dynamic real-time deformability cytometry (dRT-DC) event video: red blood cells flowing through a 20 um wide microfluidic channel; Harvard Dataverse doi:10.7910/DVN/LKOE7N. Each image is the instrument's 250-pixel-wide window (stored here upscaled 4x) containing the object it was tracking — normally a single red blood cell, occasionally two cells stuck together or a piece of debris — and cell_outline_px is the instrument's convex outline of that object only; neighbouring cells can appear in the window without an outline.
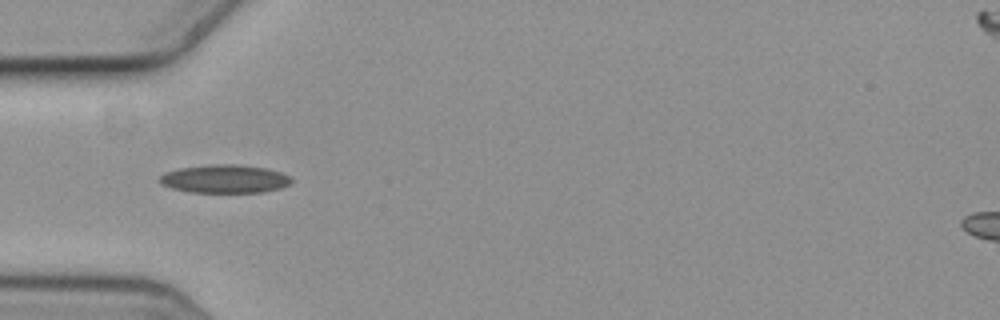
{"species": "common noctule bat (a hibernating species)", "species_latin": "Nyctalus noctula", "temperature_condition": "cold", "stored_images_in_passage": 11, "camera_frame_rate_fps": 3000, "um_per_image_px": 0.085, "animal": {"sex": "female", "body_mass_g": 19.3, "forearm_length_mm": 54.1}, "frame": {"image": 1, "passage_image": 1, "time_ms": 0.0, "image_size_px": [1000, 320], "cell_outline_px": [[292, 184], [280, 188], [264, 192], [188, 192], [172, 188], [160, 184], [160, 176], [164, 172], [180, 168], [212, 164], [236, 164], [268, 168], [292, 176]], "centroid_in_image_um": [19.14, 15.2], "position_along_channel_um": 65.9, "area_um2": 21.91}}
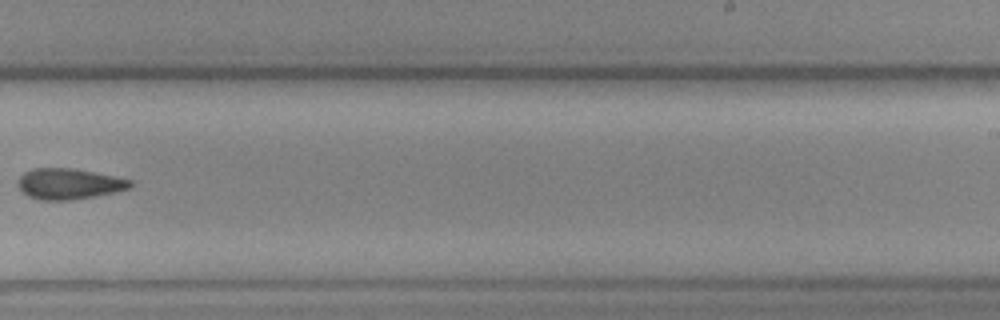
{"frame": {"image": 2, "passage_image": 6, "time_ms": 1.667, "image_size_px": [1000, 320], "cell_outline_px": [[132, 188], [96, 196], [72, 200], [40, 200], [28, 196], [16, 184], [16, 180], [24, 172], [32, 168], [72, 168], [132, 180]], "centroid_in_image_um": [5.83, 15.63], "position_along_channel_um": 283.2, "area_um2": 20.17}}
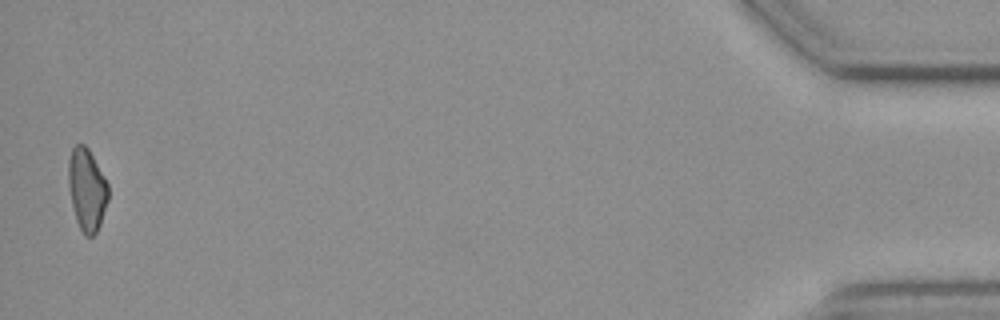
{"frame": {"image": 3, "passage_image": 11, "time_ms": 3.333, "image_size_px": [1000, 320], "cell_outline_px": [[108, 200], [100, 224], [96, 232], [92, 236], [84, 236], [76, 220], [68, 188], [68, 160], [72, 148], [76, 144], [84, 144], [88, 148], [104, 176], [108, 184]], "centroid_in_image_um": [7.37, 16.1], "position_along_channel_um": 427.8, "area_um2": 19.07}}